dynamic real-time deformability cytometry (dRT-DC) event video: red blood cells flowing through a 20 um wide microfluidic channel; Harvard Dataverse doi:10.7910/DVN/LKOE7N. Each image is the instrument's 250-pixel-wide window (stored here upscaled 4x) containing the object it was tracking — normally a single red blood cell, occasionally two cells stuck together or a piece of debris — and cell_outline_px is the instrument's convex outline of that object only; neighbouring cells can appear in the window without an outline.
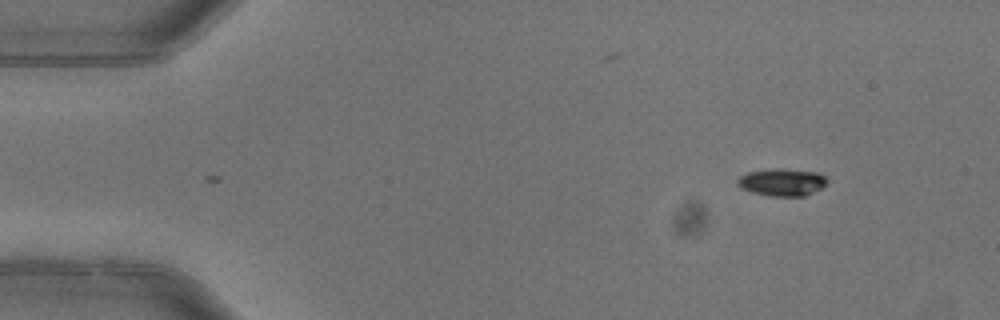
{"species": "common noctule bat (a hibernating species)", "species_latin": "Nyctalus noctula", "temperature_condition": "warm", "stored_images_in_passage": 2, "camera_frame_rate_fps": 3000, "um_per_image_px": 0.085, "animal": {"sex": "female"}, "frame": {"image": 1, "passage_image": 1, "time_ms": 0.0, "image_size_px": [1000, 320], "cell_outline_px": [[828, 180], [820, 188], [804, 196], [768, 196], [752, 192], [736, 184], [736, 180], [740, 176], [748, 172], [772, 168], [780, 168], [820, 172]], "centroid_in_image_um": [66.46, 15.47], "position_along_channel_um": 18.5, "area_um2": 14.28}}